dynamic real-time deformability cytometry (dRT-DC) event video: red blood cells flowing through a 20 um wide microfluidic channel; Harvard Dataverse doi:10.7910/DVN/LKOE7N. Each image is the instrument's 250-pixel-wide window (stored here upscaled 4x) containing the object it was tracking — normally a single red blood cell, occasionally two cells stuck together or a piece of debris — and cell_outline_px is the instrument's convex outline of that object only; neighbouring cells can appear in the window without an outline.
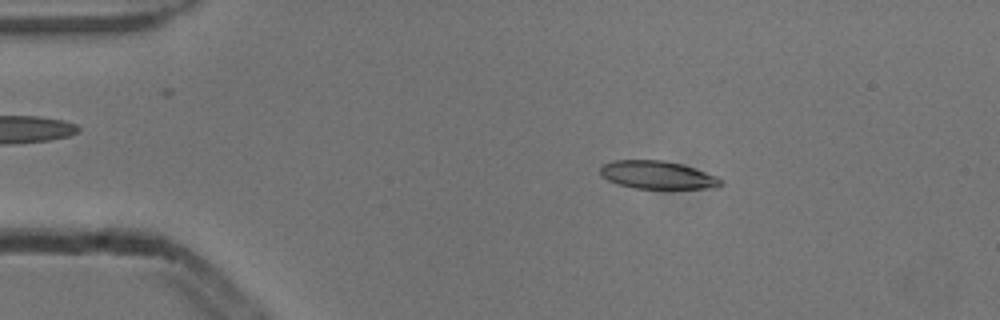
{"species": "common noctule bat (a hibernating species)", "species_latin": "Nyctalus noctula", "temperature_condition": "cold", "stored_images_in_passage": 4, "camera_frame_rate_fps": 3000, "um_per_image_px": 0.085, "animal": {"sex": "male", "body_mass_g": 13.3}, "frame": {"image": 1, "passage_image": 2, "time_ms": 0.333, "image_size_px": [1000, 320], "cell_outline_px": [[724, 184], [716, 188], [636, 188], [620, 184], [608, 180], [600, 176], [600, 168], [604, 164], [612, 160], [664, 160], [680, 164], [716, 176], [724, 180]], "centroid_in_image_um": [55.88, 14.87], "position_along_channel_um": 29.1, "area_um2": 19.48}}
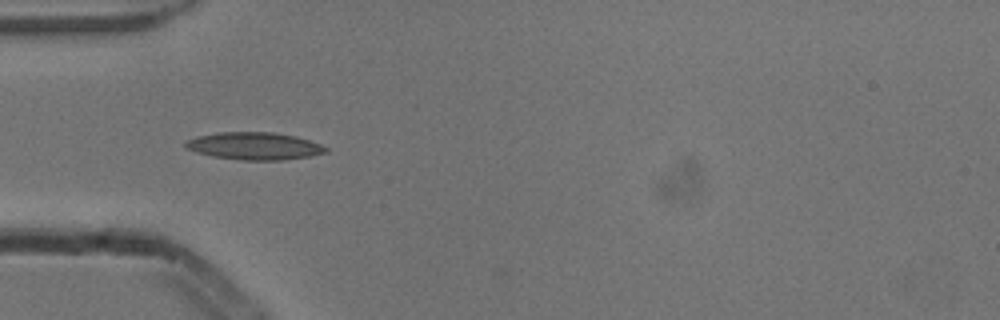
{"frame": {"image": 2, "passage_image": 4, "time_ms": 1.0, "image_size_px": [1000, 320], "cell_outline_px": [[328, 152], [308, 156], [284, 160], [240, 160], [212, 156], [196, 152], [184, 148], [184, 144], [188, 140], [196, 136], [220, 132], [272, 132], [296, 136], [320, 144], [328, 148]], "centroid_in_image_um": [21.6, 12.41], "position_along_channel_um": 63.4, "area_um2": 22.43}}